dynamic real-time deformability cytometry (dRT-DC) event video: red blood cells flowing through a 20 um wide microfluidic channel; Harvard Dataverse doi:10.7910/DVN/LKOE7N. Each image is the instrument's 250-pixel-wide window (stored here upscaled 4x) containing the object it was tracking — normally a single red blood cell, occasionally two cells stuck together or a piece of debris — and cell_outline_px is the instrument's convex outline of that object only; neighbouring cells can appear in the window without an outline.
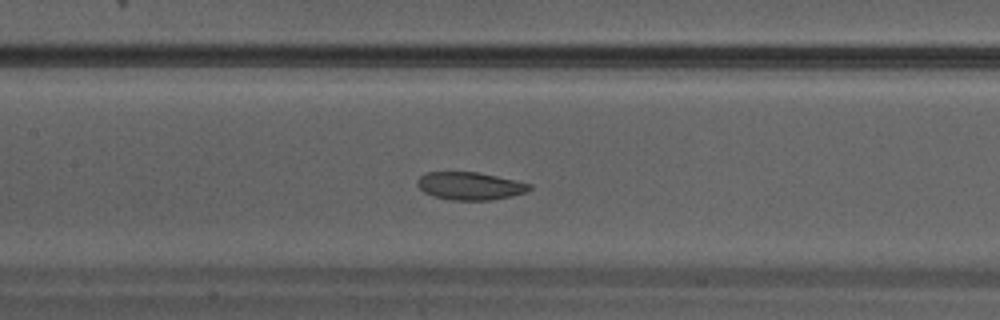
{"species": "Egyptian fruit bat (a non-hibernating species)", "species_latin": "Rousettus aegyptiacus", "temperature_condition": "warm", "stored_images_in_passage": 33, "camera_frame_rate_fps": 3000, "um_per_image_px": 0.085, "animal": {"sex": "male"}, "frame": {"image": 1, "passage_image": 15, "time_ms": 4.667, "image_size_px": [1000, 320], "cell_outline_px": [[532, 188], [524, 192], [512, 196], [488, 200], [452, 200], [432, 196], [424, 192], [416, 184], [416, 180], [424, 172], [476, 172], [496, 176], [532, 184]], "centroid_in_image_um": [39.9, 15.8], "position_along_channel_um": 167.5, "area_um2": 18.09}}